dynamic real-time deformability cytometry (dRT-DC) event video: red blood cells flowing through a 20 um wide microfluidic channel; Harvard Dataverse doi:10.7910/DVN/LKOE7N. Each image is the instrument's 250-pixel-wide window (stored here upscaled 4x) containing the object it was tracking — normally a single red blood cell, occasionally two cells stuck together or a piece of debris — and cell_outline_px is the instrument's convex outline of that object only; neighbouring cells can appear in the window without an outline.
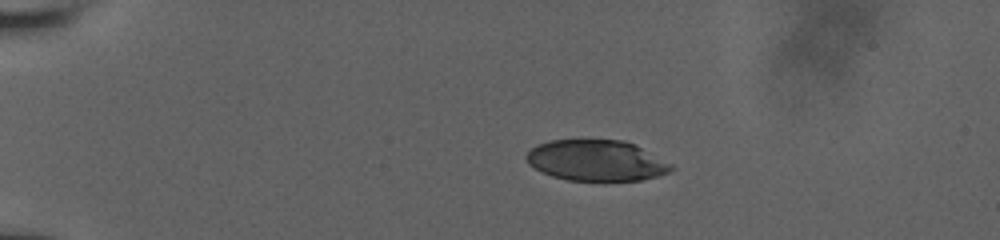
{"species": "human", "species_latin": "Homo sapiens", "temperature_condition": "room temperature", "stored_images_in_passage": 10, "camera_frame_rate_fps": 3000, "um_per_image_px": 0.085, "donor": {"sex": "male"}, "frame": {"image": 1, "passage_image": 2, "time_ms": 0.667, "image_size_px": [1000, 240], "cell_outline_px": [[676, 168], [668, 172], [656, 176], [640, 180], [568, 180], [552, 176], [540, 172], [528, 164], [524, 156], [536, 144], [552, 140], [580, 136], [624, 140], [636, 144], [672, 164]], "centroid_in_image_um": [50.64, 13.58], "position_along_channel_um": 34.4, "area_um2": 35.6}}
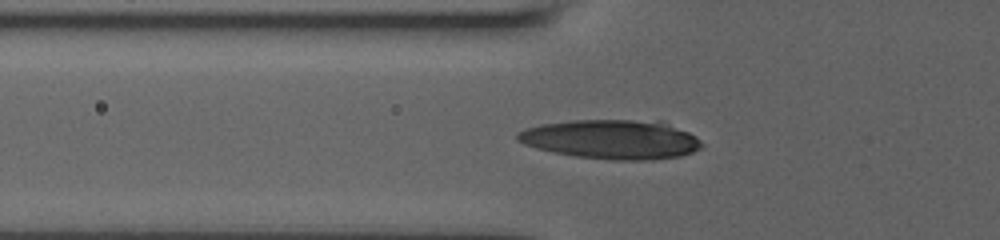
{"frame": {"image": 2, "passage_image": 7, "time_ms": 3.667, "image_size_px": [1000, 240], "cell_outline_px": [[704, 144], [700, 148], [692, 152], [680, 156], [648, 160], [616, 160], [576, 156], [536, 148], [524, 144], [516, 140], [516, 136], [520, 132], [528, 128], [540, 124], [572, 120], [660, 120], [688, 132], [696, 136]], "centroid_in_image_um": [52.01, 11.83], "position_along_channel_um": 73.8, "area_um2": 42.08}}
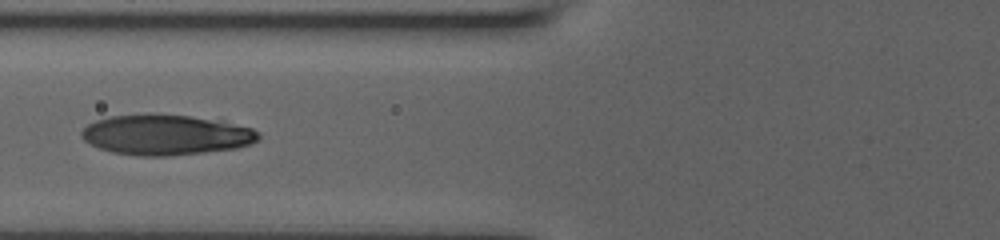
{"frame": {"image": 3, "passage_image": 9, "time_ms": 4.667, "image_size_px": [1000, 240], "cell_outline_px": [[260, 136], [256, 140], [248, 144], [236, 148], [204, 152], [168, 156], [136, 156], [112, 152], [100, 148], [84, 140], [80, 136], [80, 132], [88, 124], [96, 120], [112, 116], [144, 112], [188, 116], [224, 120], [252, 128]], "centroid_in_image_um": [14.07, 11.44], "position_along_channel_um": 111.7, "area_um2": 41.91}}